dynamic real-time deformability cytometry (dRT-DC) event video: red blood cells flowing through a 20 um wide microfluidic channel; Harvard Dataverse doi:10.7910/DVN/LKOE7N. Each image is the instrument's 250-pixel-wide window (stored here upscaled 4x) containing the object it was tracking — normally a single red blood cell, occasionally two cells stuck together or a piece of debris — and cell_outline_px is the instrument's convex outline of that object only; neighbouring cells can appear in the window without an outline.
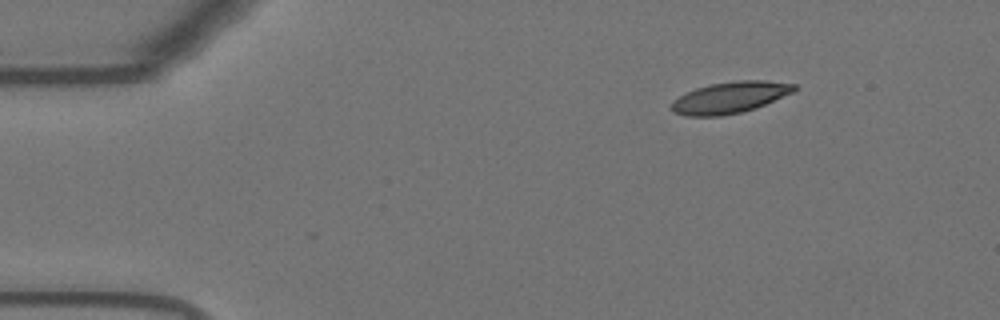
{"species": "Egyptian fruit bat (a non-hibernating species)", "species_latin": "Rousettus aegyptiacus", "temperature_condition": "warm", "stored_images_in_passage": 3, "camera_frame_rate_fps": 3000, "um_per_image_px": 0.085, "animal": {"sex": "female"}, "frame": {"image": 1, "passage_image": 3, "time_ms": 0.667, "image_size_px": [1000, 320], "cell_outline_px": [[796, 88], [792, 92], [756, 108], [740, 112], [720, 116], [684, 116], [672, 112], [672, 100], [696, 88], [712, 84], [736, 80], [764, 80], [796, 84]], "centroid_in_image_um": [62.02, 8.29], "position_along_channel_um": 23.0, "area_um2": 22.25}}